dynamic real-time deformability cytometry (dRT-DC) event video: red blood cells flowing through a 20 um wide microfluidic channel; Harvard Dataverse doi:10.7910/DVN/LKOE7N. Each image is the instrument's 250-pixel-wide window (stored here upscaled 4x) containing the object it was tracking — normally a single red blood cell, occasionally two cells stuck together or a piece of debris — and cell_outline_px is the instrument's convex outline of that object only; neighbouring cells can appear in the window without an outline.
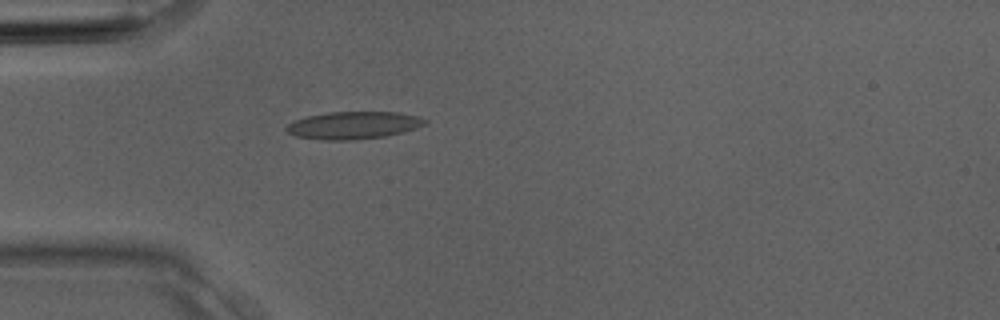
{"species": "Egyptian fruit bat (a non-hibernating species)", "species_latin": "Rousettus aegyptiacus", "temperature_condition": "room temperature", "stored_images_in_passage": 2, "camera_frame_rate_fps": 3000, "um_per_image_px": 0.085, "animal": {"sex": "male"}, "frame": {"image": 1, "passage_image": 2, "time_ms": 0.333, "image_size_px": [1000, 320], "cell_outline_px": [[428, 120], [424, 124], [416, 128], [384, 136], [352, 140], [320, 140], [296, 136], [288, 132], [284, 128], [288, 124], [296, 120], [308, 116], [328, 112], [396, 112], [420, 116]], "centroid_in_image_um": [30.03, 10.64], "position_along_channel_um": 55.0, "area_um2": 22.02}}